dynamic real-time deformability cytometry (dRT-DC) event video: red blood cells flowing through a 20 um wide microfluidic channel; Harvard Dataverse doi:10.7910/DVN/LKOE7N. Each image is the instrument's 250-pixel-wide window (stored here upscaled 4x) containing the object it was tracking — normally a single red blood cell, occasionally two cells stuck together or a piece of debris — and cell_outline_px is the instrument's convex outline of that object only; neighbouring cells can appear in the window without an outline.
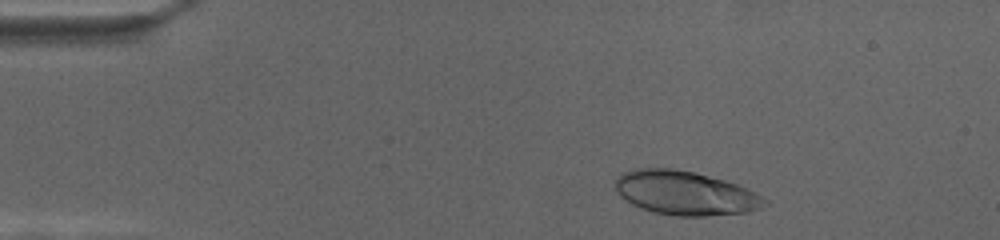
{"species": "human", "species_latin": "Homo sapiens", "temperature_condition": "cold", "stored_images_in_passage": 51, "camera_frame_rate_fps": 3000, "um_per_image_px": 0.085, "donor": {"sex": "female"}, "frame": {"image": 1, "passage_image": 5, "time_ms": 1.333, "image_size_px": [1000, 240], "cell_outline_px": [[768, 200], [760, 208], [748, 212], [704, 216], [676, 216], [652, 212], [640, 208], [632, 204], [620, 196], [616, 192], [616, 176], [624, 172], [636, 168], [672, 168], [696, 172], [724, 180], [736, 184]], "centroid_in_image_um": [58.18, 16.4], "position_along_channel_um": 26.8, "area_um2": 38.15}}
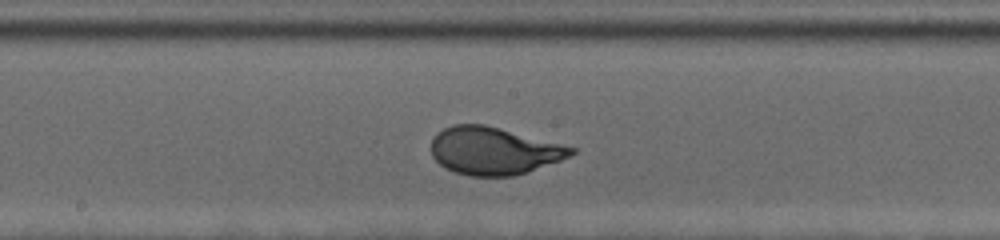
{"frame": {"image": 2, "passage_image": 31, "time_ms": 10.0, "image_size_px": [1000, 240], "cell_outline_px": [[576, 152], [572, 156], [528, 172], [512, 176], [468, 176], [444, 168], [432, 156], [432, 136], [436, 132], [452, 124], [484, 124], [576, 148]], "centroid_in_image_um": [41.95, 12.82], "position_along_channel_um": 206.3, "area_um2": 38.78}}
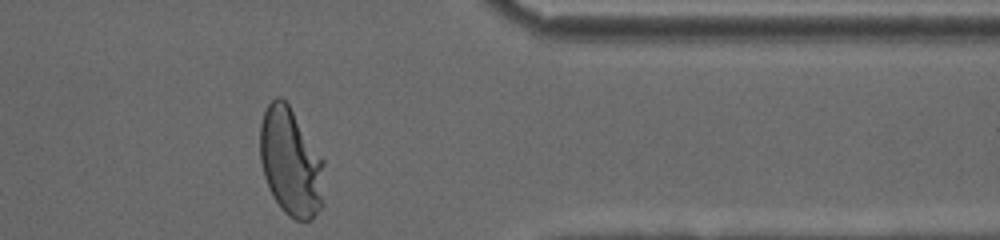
{"frame": {"image": 3, "passage_image": 51, "time_ms": 16.667, "image_size_px": [1000, 240], "cell_outline_px": [[324, 204], [312, 220], [296, 220], [288, 216], [284, 212], [268, 188], [264, 176], [260, 160], [260, 124], [264, 112], [268, 104], [276, 96], [280, 96], [288, 104], [324, 160]], "centroid_in_image_um": [24.73, 13.81], "position_along_channel_um": 386.7, "area_um2": 40.63}}